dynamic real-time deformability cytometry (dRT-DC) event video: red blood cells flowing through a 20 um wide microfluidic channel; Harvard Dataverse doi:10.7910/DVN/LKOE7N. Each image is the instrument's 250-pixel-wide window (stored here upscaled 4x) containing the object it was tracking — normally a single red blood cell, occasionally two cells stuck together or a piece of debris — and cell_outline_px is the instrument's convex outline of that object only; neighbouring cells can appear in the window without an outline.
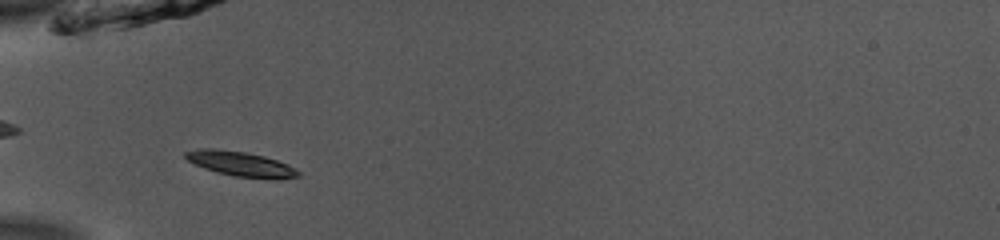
{"species": "common noctule bat (a hibernating species)", "species_latin": "Nyctalus noctula", "temperature_condition": "room temperature", "stored_images_in_passage": 37, "camera_frame_rate_fps": 3000, "um_per_image_px": 0.085, "animal": {"sex": "male", "body_mass_g": 13.0, "forearm_length_mm": 53.1}, "frame": {"image": 1, "passage_image": 3, "time_ms": 0.667, "image_size_px": [1000, 240], "cell_outline_px": [[300, 176], [236, 176], [216, 172], [204, 168], [188, 160], [184, 156], [184, 152], [196, 148], [216, 148], [244, 152], [264, 156], [288, 164], [296, 168], [300, 172]], "centroid_in_image_um": [20.33, 13.86], "position_along_channel_um": 64.7, "area_um2": 15.55}}
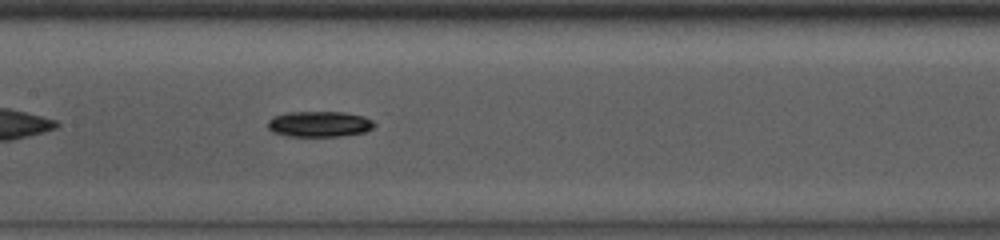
{"frame": {"image": 2, "passage_image": 12, "time_ms": 3.667, "image_size_px": [1000, 240], "cell_outline_px": [[376, 124], [372, 128], [364, 132], [340, 136], [288, 136], [272, 132], [268, 128], [268, 120], [276, 116], [288, 112], [344, 112], [364, 116], [372, 120]], "centroid_in_image_um": [27.16, 10.54], "position_along_channel_um": 180.2, "area_um2": 15.9}}
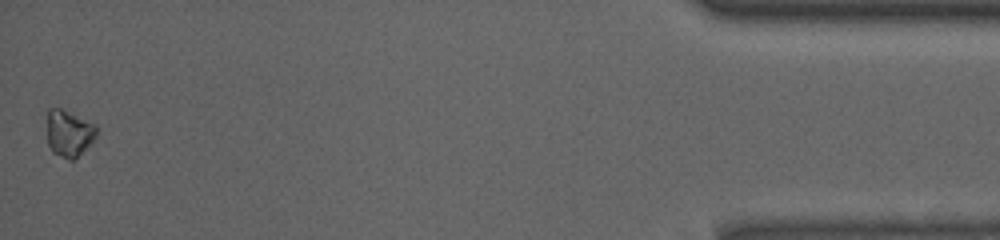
{"frame": {"image": 3, "passage_image": 37, "time_ms": 12.0, "image_size_px": [1000, 240], "cell_outline_px": [[96, 136], [72, 160], [68, 160], [52, 152], [48, 144], [48, 108], [60, 108], [92, 124], [96, 128]], "centroid_in_image_um": [5.8, 11.34], "position_along_channel_um": 429.4, "area_um2": 12.77}, "authors_computed_cell_mechanics": {"area_um2": 14.9124, "velocity_mm_per_s": 3.9067, "shape_relaxation_time_tau1_ms": 0.8283, "shape_relaxation_time_tau2_ms": null, "deformation_change_tau1": 0.0911, "deformation_change_tau2": null}}